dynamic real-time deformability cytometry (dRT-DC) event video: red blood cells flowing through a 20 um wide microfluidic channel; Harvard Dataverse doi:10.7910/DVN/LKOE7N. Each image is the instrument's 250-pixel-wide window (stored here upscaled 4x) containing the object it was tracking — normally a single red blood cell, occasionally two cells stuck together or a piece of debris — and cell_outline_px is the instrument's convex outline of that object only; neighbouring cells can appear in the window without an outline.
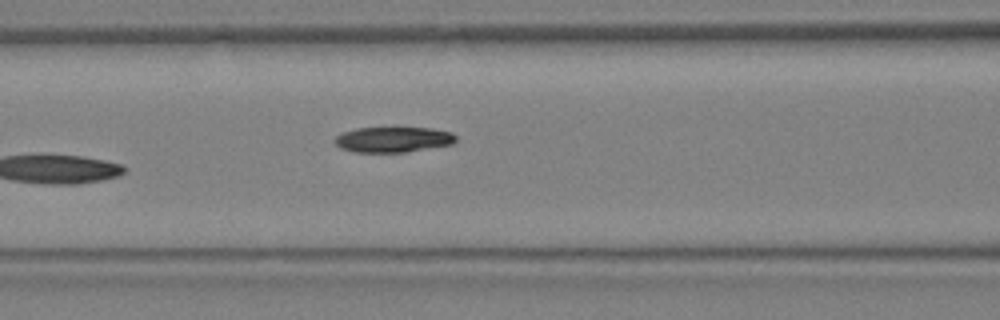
{"species": "Egyptian fruit bat (a non-hibernating species)", "species_latin": "Rousettus aegyptiacus", "temperature_condition": "warm", "stored_images_in_passage": 9, "camera_frame_rate_fps": 3000, "um_per_image_px": 0.085, "animal": {"sex": "female"}, "frame": {"image": 1, "passage_image": 9, "time_ms": 2.667, "image_size_px": [1000, 320], "cell_outline_px": [[456, 140], [452, 144], [404, 152], [356, 152], [340, 148], [332, 140], [340, 132], [356, 128], [432, 128], [452, 132], [456, 136]], "centroid_in_image_um": [33.38, 11.85], "position_along_channel_um": 133.2, "area_um2": 17.98}}